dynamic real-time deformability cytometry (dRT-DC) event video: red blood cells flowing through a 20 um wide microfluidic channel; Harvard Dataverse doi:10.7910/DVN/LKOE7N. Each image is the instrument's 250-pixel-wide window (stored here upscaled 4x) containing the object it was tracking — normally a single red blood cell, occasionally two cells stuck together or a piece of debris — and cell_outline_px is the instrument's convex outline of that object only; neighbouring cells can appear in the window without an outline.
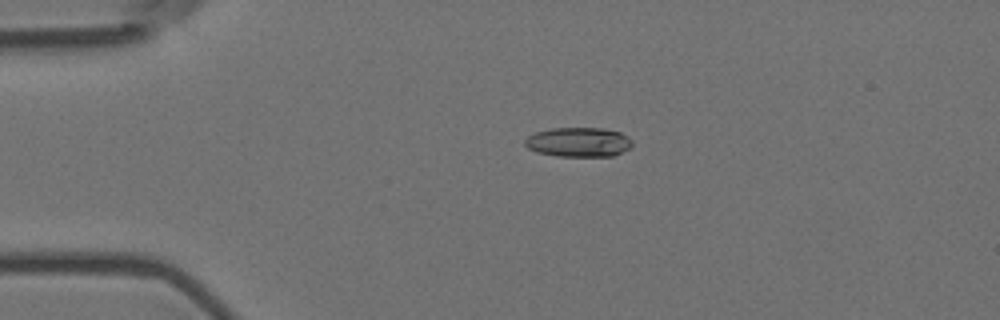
{"species": "Egyptian fruit bat (a non-hibernating species)", "species_latin": "Rousettus aegyptiacus", "temperature_condition": "room temperature", "stored_images_in_passage": 10, "camera_frame_rate_fps": 3000, "um_per_image_px": 0.085, "animal": {"sex": "female"}, "frame": {"image": 1, "passage_image": 4, "time_ms": 1.0, "image_size_px": [1000, 320], "cell_outline_px": [[632, 144], [628, 148], [612, 156], [556, 156], [536, 152], [528, 148], [524, 144], [524, 140], [528, 136], [536, 132], [552, 128], [604, 128], [620, 132], [628, 136], [632, 140]], "centroid_in_image_um": [49.16, 12.07], "position_along_channel_um": 35.8, "area_um2": 18.44}}
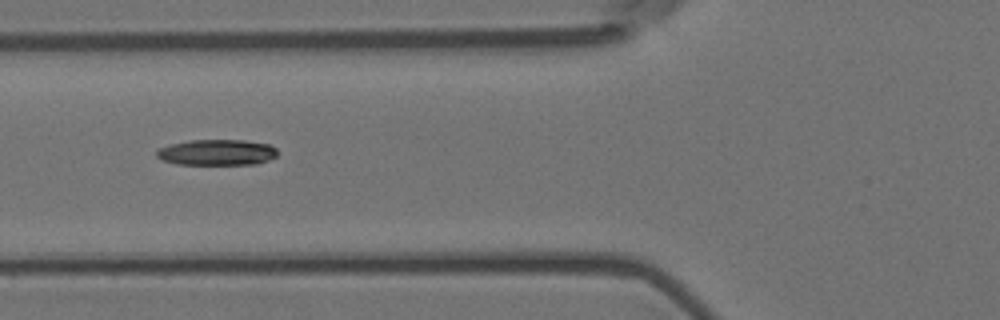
{"frame": {"image": 2, "passage_image": 6, "time_ms": 1.667, "image_size_px": [1000, 320], "cell_outline_px": [[276, 156], [268, 160], [256, 164], [176, 164], [164, 160], [156, 156], [156, 152], [160, 148], [172, 144], [188, 140], [244, 140], [268, 144], [276, 148]], "centroid_in_image_um": [18.44, 12.95], "position_along_channel_um": 107.4, "area_um2": 18.03}}
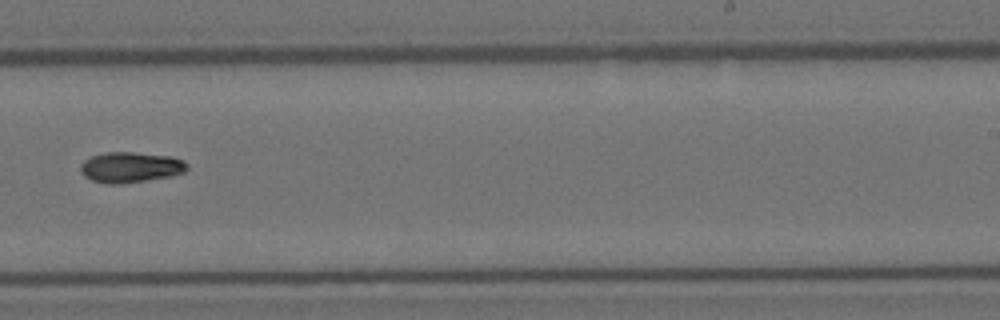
{"frame": {"image": 3, "passage_image": 10, "time_ms": 3.0, "image_size_px": [1000, 320], "cell_outline_px": [[188, 168], [184, 172], [172, 176], [124, 184], [104, 184], [92, 180], [84, 176], [80, 172], [80, 164], [84, 160], [92, 156], [104, 152], [132, 152], [172, 156], [184, 160], [188, 164]], "centroid_in_image_um": [11.09, 14.22], "position_along_channel_um": 277.9, "area_um2": 19.31}}